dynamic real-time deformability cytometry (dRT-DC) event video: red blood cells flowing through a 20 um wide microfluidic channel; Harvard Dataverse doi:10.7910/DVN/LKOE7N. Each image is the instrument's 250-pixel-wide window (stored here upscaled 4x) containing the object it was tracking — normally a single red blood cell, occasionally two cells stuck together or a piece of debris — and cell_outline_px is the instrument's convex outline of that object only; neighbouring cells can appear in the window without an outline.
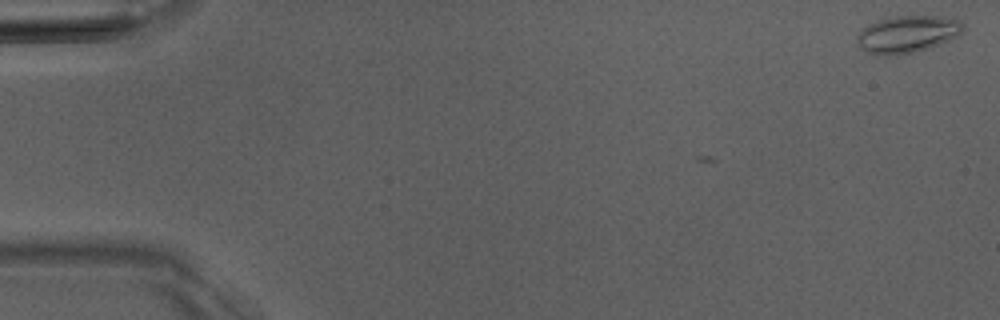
{"species": "Egyptian fruit bat (a non-hibernating species)", "species_latin": "Rousettus aegyptiacus", "temperature_condition": "room temperature", "stored_images_in_passage": 5, "camera_frame_rate_fps": 3000, "um_per_image_px": 0.085, "animal": {"sex": "male"}, "frame": {"image": 1, "passage_image": 1, "time_ms": 0.0, "image_size_px": [1000, 320], "cell_outline_px": [[964, 28], [956, 36], [940, 44], [928, 48], [896, 56], [876, 56], [860, 48], [856, 40], [856, 36], [868, 24], [880, 20], [896, 16], [940, 16], [960, 20], [964, 24]], "centroid_in_image_um": [77.1, 2.92], "position_along_channel_um": 7.9, "area_um2": 22.95}}